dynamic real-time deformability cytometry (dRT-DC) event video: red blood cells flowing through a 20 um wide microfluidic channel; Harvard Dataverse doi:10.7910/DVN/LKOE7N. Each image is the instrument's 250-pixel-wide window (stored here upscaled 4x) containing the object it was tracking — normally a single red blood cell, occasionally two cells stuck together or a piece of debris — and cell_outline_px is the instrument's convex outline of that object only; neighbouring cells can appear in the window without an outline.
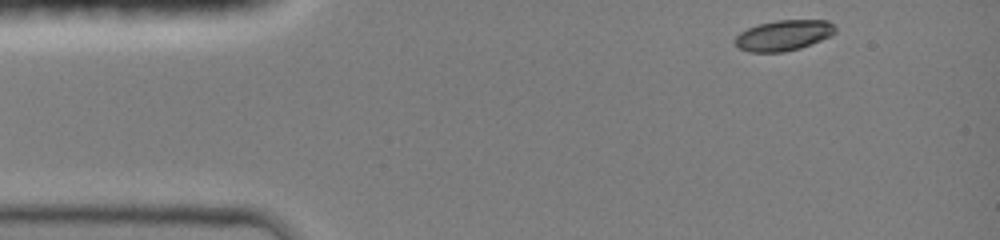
{"species": "common noctule bat (a hibernating species)", "species_latin": "Nyctalus noctula", "temperature_condition": "room temperature", "stored_images_in_passage": 11, "camera_frame_rate_fps": 3000, "um_per_image_px": 0.085, "animal": {"sex": "female", "body_mass_g": 19.0, "forearm_length_mm": 51.5}, "frame": {"image": 1, "passage_image": 1, "time_ms": 0.0, "image_size_px": [1000, 240], "cell_outline_px": [[836, 32], [832, 36], [800, 48], [784, 52], [748, 52], [740, 48], [732, 40], [740, 32], [748, 28], [760, 24], [776, 20], [828, 20], [836, 24]], "centroid_in_image_um": [66.64, 3.0], "position_along_channel_um": 18.4, "area_um2": 18.03}}
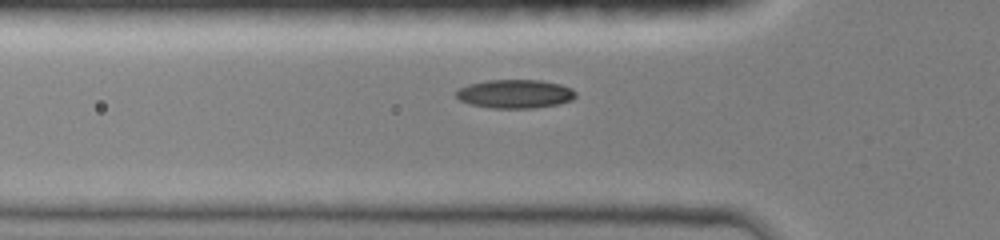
{"frame": {"image": 2, "passage_image": 7, "time_ms": 3.333, "image_size_px": [1000, 240], "cell_outline_px": [[576, 96], [572, 100], [556, 104], [532, 108], [492, 108], [472, 104], [460, 100], [456, 96], [456, 92], [460, 88], [468, 84], [488, 80], [540, 80], [560, 84], [572, 88], [576, 92]], "centroid_in_image_um": [43.8, 7.97], "position_along_channel_um": 82.0, "area_um2": 19.83}}
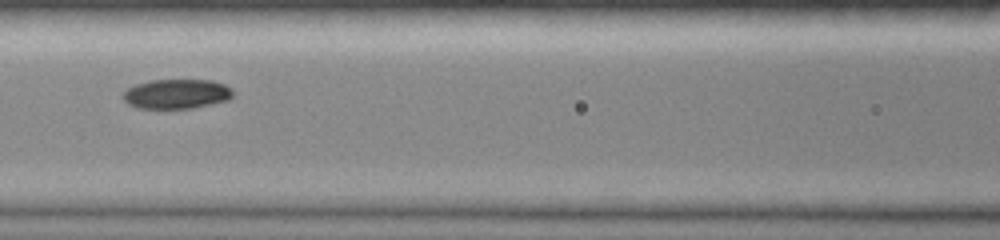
{"frame": {"image": 3, "passage_image": 10, "time_ms": 5.0, "image_size_px": [1000, 240], "cell_outline_px": [[232, 96], [228, 100], [192, 108], [136, 108], [128, 104], [120, 96], [128, 88], [136, 84], [152, 80], [212, 80], [224, 84], [232, 88]], "centroid_in_image_um": [14.99, 7.98], "position_along_channel_um": 151.6, "area_um2": 18.96}}